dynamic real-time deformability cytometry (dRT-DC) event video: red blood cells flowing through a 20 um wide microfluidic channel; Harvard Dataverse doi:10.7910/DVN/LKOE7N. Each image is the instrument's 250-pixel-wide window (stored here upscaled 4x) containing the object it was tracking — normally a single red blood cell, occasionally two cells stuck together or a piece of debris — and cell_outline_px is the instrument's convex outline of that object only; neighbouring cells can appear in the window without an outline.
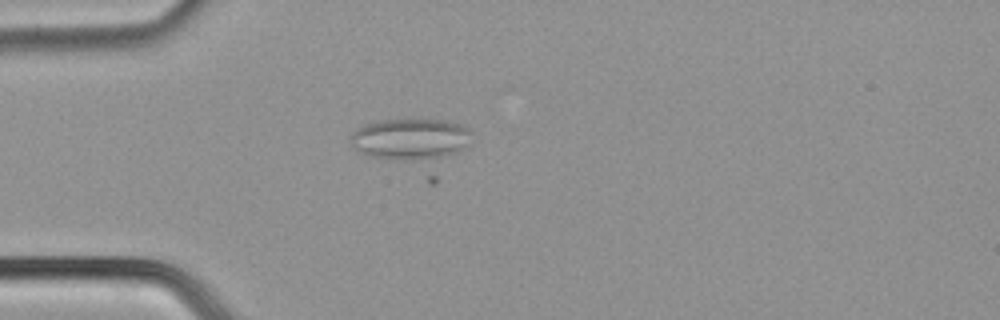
{"species": "common noctule bat (a hibernating species)", "species_latin": "Nyctalus noctula", "temperature_condition": "cold", "stored_images_in_passage": 15, "camera_frame_rate_fps": 3000, "um_per_image_px": 0.085, "animal": {"sex": "male", "body_mass_g": 21.5, "forearm_length_mm": 52.0}, "frame": {"image": 1, "passage_image": 9, "time_ms": 2.667, "image_size_px": [1000, 320], "cell_outline_px": [[472, 132], [468, 144], [464, 148], [456, 152], [432, 160], [404, 160], [372, 156], [356, 148], [352, 144], [352, 132], [372, 120], [404, 116], [448, 120], [460, 124], [468, 128]], "centroid_in_image_um": [34.94, 11.74], "position_along_channel_um": 50.1, "area_um2": 30.0}}